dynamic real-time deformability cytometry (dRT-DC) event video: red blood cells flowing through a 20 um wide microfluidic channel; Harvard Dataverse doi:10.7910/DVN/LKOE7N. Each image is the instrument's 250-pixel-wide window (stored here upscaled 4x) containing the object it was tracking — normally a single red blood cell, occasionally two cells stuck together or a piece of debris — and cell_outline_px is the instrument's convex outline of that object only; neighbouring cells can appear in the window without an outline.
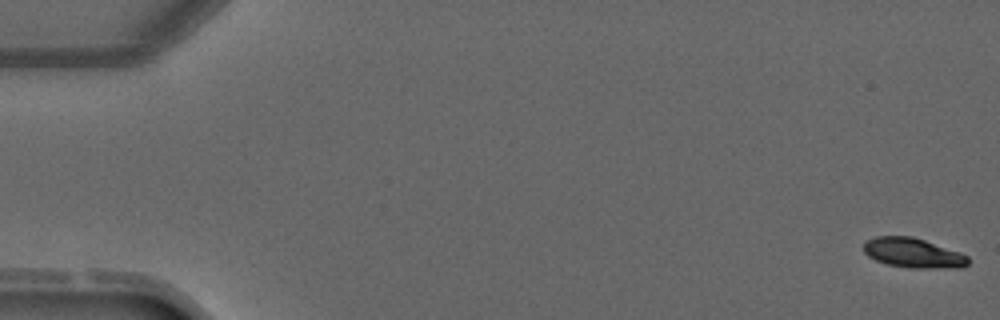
{"species": "common noctule bat (a hibernating species)", "species_latin": "Nyctalus noctula", "temperature_condition": "warm", "stored_images_in_passage": 6, "camera_frame_rate_fps": 3000, "um_per_image_px": 0.085, "animal": {"sex": "male", "forearm_length_mm": 52.5}, "frame": {"image": 1, "passage_image": 1, "time_ms": 0.0, "image_size_px": [1000, 320], "cell_outline_px": [[968, 264], [964, 268], [908, 268], [888, 264], [876, 260], [868, 256], [864, 252], [864, 244], [868, 240], [876, 236], [912, 236], [960, 252], [968, 256]], "centroid_in_image_um": [77.64, 21.51], "position_along_channel_um": 7.4, "area_um2": 18.09}}
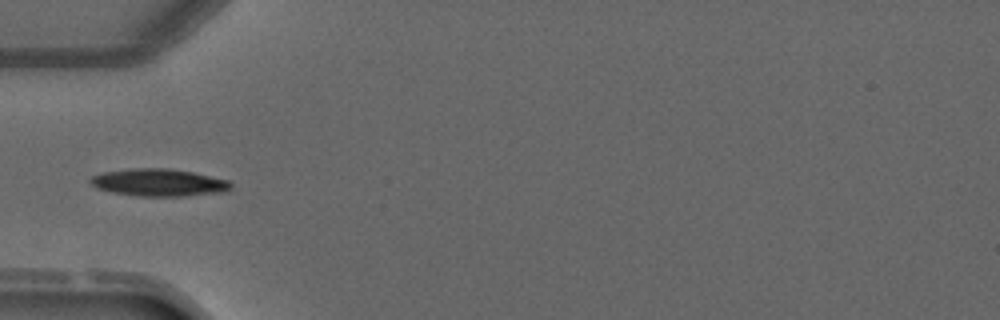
{"frame": {"image": 2, "passage_image": 5, "time_ms": 4.667, "image_size_px": [1000, 320], "cell_outline_px": [[232, 188], [228, 192], [184, 196], [136, 196], [112, 192], [96, 188], [88, 180], [92, 176], [104, 172], [132, 168], [168, 168], [192, 172], [228, 180], [232, 184]], "centroid_in_image_um": [13.52, 15.52], "position_along_channel_um": 71.5, "area_um2": 22.54}}
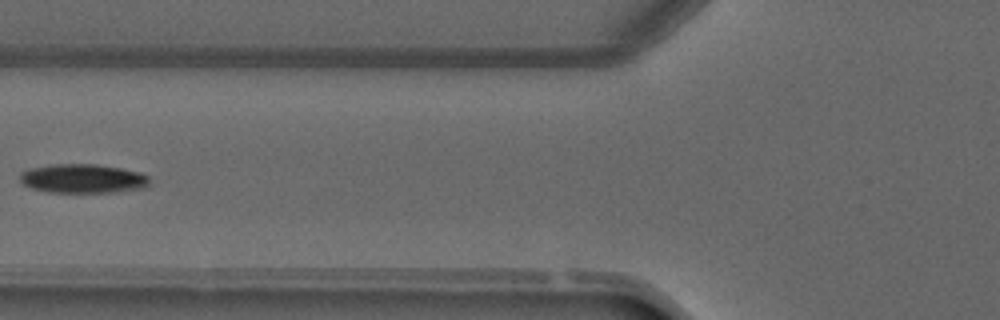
{"frame": {"image": 3, "passage_image": 6, "time_ms": 5.667, "image_size_px": [1000, 320], "cell_outline_px": [[148, 188], [112, 192], [48, 192], [32, 188], [24, 184], [20, 180], [20, 172], [28, 168], [52, 164], [96, 164], [120, 168], [140, 172], [148, 176]], "centroid_in_image_um": [7.04, 15.17], "position_along_channel_um": 118.8, "area_um2": 22.02}}